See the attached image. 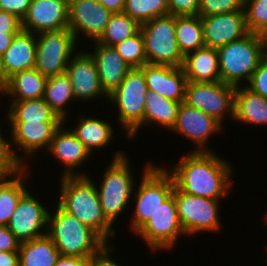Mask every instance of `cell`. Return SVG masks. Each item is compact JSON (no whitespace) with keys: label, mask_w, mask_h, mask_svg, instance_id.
<instances>
[{"label":"cell","mask_w":267,"mask_h":266,"mask_svg":"<svg viewBox=\"0 0 267 266\" xmlns=\"http://www.w3.org/2000/svg\"><path fill=\"white\" fill-rule=\"evenodd\" d=\"M212 152H192L183 155L171 170L175 187L194 196L221 200L229 193L233 168Z\"/></svg>","instance_id":"1"},{"label":"cell","mask_w":267,"mask_h":266,"mask_svg":"<svg viewBox=\"0 0 267 266\" xmlns=\"http://www.w3.org/2000/svg\"><path fill=\"white\" fill-rule=\"evenodd\" d=\"M57 204L84 225L93 229L107 244H111L116 231L104 215L95 182L88 176L60 178Z\"/></svg>","instance_id":"2"},{"label":"cell","mask_w":267,"mask_h":266,"mask_svg":"<svg viewBox=\"0 0 267 266\" xmlns=\"http://www.w3.org/2000/svg\"><path fill=\"white\" fill-rule=\"evenodd\" d=\"M55 205V210L48 212L47 235L60 255L91 259L107 245L93 229Z\"/></svg>","instance_id":"3"},{"label":"cell","mask_w":267,"mask_h":266,"mask_svg":"<svg viewBox=\"0 0 267 266\" xmlns=\"http://www.w3.org/2000/svg\"><path fill=\"white\" fill-rule=\"evenodd\" d=\"M124 152L123 150L114 152L112 161L103 172V181L98 184L100 186L96 184L101 208L112 224L129 206L131 198L134 197L133 192L136 191L131 163L127 153Z\"/></svg>","instance_id":"4"},{"label":"cell","mask_w":267,"mask_h":266,"mask_svg":"<svg viewBox=\"0 0 267 266\" xmlns=\"http://www.w3.org/2000/svg\"><path fill=\"white\" fill-rule=\"evenodd\" d=\"M217 52L221 82L241 86L243 80L248 83L264 58L261 34L249 32L243 38L217 48Z\"/></svg>","instance_id":"5"},{"label":"cell","mask_w":267,"mask_h":266,"mask_svg":"<svg viewBox=\"0 0 267 266\" xmlns=\"http://www.w3.org/2000/svg\"><path fill=\"white\" fill-rule=\"evenodd\" d=\"M148 88L143 66L131 68L122 83L108 95V102L118 109V122L126 137H137L144 126V111ZM116 105V106H115Z\"/></svg>","instance_id":"6"},{"label":"cell","mask_w":267,"mask_h":266,"mask_svg":"<svg viewBox=\"0 0 267 266\" xmlns=\"http://www.w3.org/2000/svg\"><path fill=\"white\" fill-rule=\"evenodd\" d=\"M136 196L135 209L132 212L130 229L135 234L173 194L175 183L167 168L147 163L141 176ZM137 193V194H136Z\"/></svg>","instance_id":"7"},{"label":"cell","mask_w":267,"mask_h":266,"mask_svg":"<svg viewBox=\"0 0 267 266\" xmlns=\"http://www.w3.org/2000/svg\"><path fill=\"white\" fill-rule=\"evenodd\" d=\"M144 39L147 64L182 67L181 53L175 33V16L153 18L140 26Z\"/></svg>","instance_id":"8"},{"label":"cell","mask_w":267,"mask_h":266,"mask_svg":"<svg viewBox=\"0 0 267 266\" xmlns=\"http://www.w3.org/2000/svg\"><path fill=\"white\" fill-rule=\"evenodd\" d=\"M69 28L36 34L35 69L45 77L63 74L79 43Z\"/></svg>","instance_id":"9"},{"label":"cell","mask_w":267,"mask_h":266,"mask_svg":"<svg viewBox=\"0 0 267 266\" xmlns=\"http://www.w3.org/2000/svg\"><path fill=\"white\" fill-rule=\"evenodd\" d=\"M235 88L221 81H187L184 103L210 115L223 125L224 116L228 115L234 120Z\"/></svg>","instance_id":"10"},{"label":"cell","mask_w":267,"mask_h":266,"mask_svg":"<svg viewBox=\"0 0 267 266\" xmlns=\"http://www.w3.org/2000/svg\"><path fill=\"white\" fill-rule=\"evenodd\" d=\"M173 195L177 205L178 218L186 236H193L205 231H219L221 229L220 202L186 194L174 188Z\"/></svg>","instance_id":"11"},{"label":"cell","mask_w":267,"mask_h":266,"mask_svg":"<svg viewBox=\"0 0 267 266\" xmlns=\"http://www.w3.org/2000/svg\"><path fill=\"white\" fill-rule=\"evenodd\" d=\"M135 234L140 236L153 252L172 249L179 237L186 235L178 218L173 194Z\"/></svg>","instance_id":"12"},{"label":"cell","mask_w":267,"mask_h":266,"mask_svg":"<svg viewBox=\"0 0 267 266\" xmlns=\"http://www.w3.org/2000/svg\"><path fill=\"white\" fill-rule=\"evenodd\" d=\"M62 123L63 122L9 121L11 134H8V137L10 138L11 146H15L12 150L15 157L24 167L28 165L27 158L28 160H30V157L33 158L35 153L37 154L40 149L47 151L54 133ZM19 149L23 152L24 157L23 155H18L17 151Z\"/></svg>","instance_id":"13"},{"label":"cell","mask_w":267,"mask_h":266,"mask_svg":"<svg viewBox=\"0 0 267 266\" xmlns=\"http://www.w3.org/2000/svg\"><path fill=\"white\" fill-rule=\"evenodd\" d=\"M113 13L97 0H69L68 28L77 41L79 35L97 41L106 29Z\"/></svg>","instance_id":"14"},{"label":"cell","mask_w":267,"mask_h":266,"mask_svg":"<svg viewBox=\"0 0 267 266\" xmlns=\"http://www.w3.org/2000/svg\"><path fill=\"white\" fill-rule=\"evenodd\" d=\"M32 194L28 190L21 197L7 225L20 243L47 234L49 210Z\"/></svg>","instance_id":"15"},{"label":"cell","mask_w":267,"mask_h":266,"mask_svg":"<svg viewBox=\"0 0 267 266\" xmlns=\"http://www.w3.org/2000/svg\"><path fill=\"white\" fill-rule=\"evenodd\" d=\"M221 129H223L222 125L210 115L181 102L171 131L195 143L196 146L192 152H212V149L206 146L208 139L213 134L221 132Z\"/></svg>","instance_id":"16"},{"label":"cell","mask_w":267,"mask_h":266,"mask_svg":"<svg viewBox=\"0 0 267 266\" xmlns=\"http://www.w3.org/2000/svg\"><path fill=\"white\" fill-rule=\"evenodd\" d=\"M65 73L72 83L75 100L90 102L102 96L108 99L101 86L95 61L88 51H77L70 59Z\"/></svg>","instance_id":"17"},{"label":"cell","mask_w":267,"mask_h":266,"mask_svg":"<svg viewBox=\"0 0 267 266\" xmlns=\"http://www.w3.org/2000/svg\"><path fill=\"white\" fill-rule=\"evenodd\" d=\"M69 0H31L22 30L38 34L68 28Z\"/></svg>","instance_id":"18"},{"label":"cell","mask_w":267,"mask_h":266,"mask_svg":"<svg viewBox=\"0 0 267 266\" xmlns=\"http://www.w3.org/2000/svg\"><path fill=\"white\" fill-rule=\"evenodd\" d=\"M200 17L207 47L217 49L249 33L244 10Z\"/></svg>","instance_id":"19"},{"label":"cell","mask_w":267,"mask_h":266,"mask_svg":"<svg viewBox=\"0 0 267 266\" xmlns=\"http://www.w3.org/2000/svg\"><path fill=\"white\" fill-rule=\"evenodd\" d=\"M64 127L65 123L63 122L54 133L47 151L63 165L64 169L61 177L88 176L87 173H80L75 170L90 159L89 157L92 155L72 130Z\"/></svg>","instance_id":"20"},{"label":"cell","mask_w":267,"mask_h":266,"mask_svg":"<svg viewBox=\"0 0 267 266\" xmlns=\"http://www.w3.org/2000/svg\"><path fill=\"white\" fill-rule=\"evenodd\" d=\"M143 73L148 90L184 102L187 78L182 67L144 64Z\"/></svg>","instance_id":"21"},{"label":"cell","mask_w":267,"mask_h":266,"mask_svg":"<svg viewBox=\"0 0 267 266\" xmlns=\"http://www.w3.org/2000/svg\"><path fill=\"white\" fill-rule=\"evenodd\" d=\"M36 34L20 30L0 57V80L5 82L17 72L35 67Z\"/></svg>","instance_id":"22"},{"label":"cell","mask_w":267,"mask_h":266,"mask_svg":"<svg viewBox=\"0 0 267 266\" xmlns=\"http://www.w3.org/2000/svg\"><path fill=\"white\" fill-rule=\"evenodd\" d=\"M93 45L94 51L89 53L95 61L101 86L109 95L122 83L132 67L122 59L114 46L97 41H93Z\"/></svg>","instance_id":"23"},{"label":"cell","mask_w":267,"mask_h":266,"mask_svg":"<svg viewBox=\"0 0 267 266\" xmlns=\"http://www.w3.org/2000/svg\"><path fill=\"white\" fill-rule=\"evenodd\" d=\"M182 68L189 82L221 81L216 48L204 46L187 53Z\"/></svg>","instance_id":"24"},{"label":"cell","mask_w":267,"mask_h":266,"mask_svg":"<svg viewBox=\"0 0 267 266\" xmlns=\"http://www.w3.org/2000/svg\"><path fill=\"white\" fill-rule=\"evenodd\" d=\"M47 77L35 68L17 72L4 82V96L12 101L43 98Z\"/></svg>","instance_id":"25"},{"label":"cell","mask_w":267,"mask_h":266,"mask_svg":"<svg viewBox=\"0 0 267 266\" xmlns=\"http://www.w3.org/2000/svg\"><path fill=\"white\" fill-rule=\"evenodd\" d=\"M234 121L267 126V98L247 87L235 88Z\"/></svg>","instance_id":"26"},{"label":"cell","mask_w":267,"mask_h":266,"mask_svg":"<svg viewBox=\"0 0 267 266\" xmlns=\"http://www.w3.org/2000/svg\"><path fill=\"white\" fill-rule=\"evenodd\" d=\"M80 118L75 125V128L71 129L76 137L84 144L85 148L94 154L96 148L104 149V147L109 146L108 143L114 138V127L111 122L104 121L101 119L86 117L84 115L79 116Z\"/></svg>","instance_id":"27"},{"label":"cell","mask_w":267,"mask_h":266,"mask_svg":"<svg viewBox=\"0 0 267 266\" xmlns=\"http://www.w3.org/2000/svg\"><path fill=\"white\" fill-rule=\"evenodd\" d=\"M19 266H54L60 253L46 234L20 243Z\"/></svg>","instance_id":"28"},{"label":"cell","mask_w":267,"mask_h":266,"mask_svg":"<svg viewBox=\"0 0 267 266\" xmlns=\"http://www.w3.org/2000/svg\"><path fill=\"white\" fill-rule=\"evenodd\" d=\"M181 102L167 99L154 91L148 90L145 111L144 126L157 124L159 127L171 130L176 122Z\"/></svg>","instance_id":"29"},{"label":"cell","mask_w":267,"mask_h":266,"mask_svg":"<svg viewBox=\"0 0 267 266\" xmlns=\"http://www.w3.org/2000/svg\"><path fill=\"white\" fill-rule=\"evenodd\" d=\"M27 167L19 173L5 177L0 182V225L7 226L13 215L19 200L28 191L25 177H27ZM26 172V173H25ZM24 179V180H23Z\"/></svg>","instance_id":"30"},{"label":"cell","mask_w":267,"mask_h":266,"mask_svg":"<svg viewBox=\"0 0 267 266\" xmlns=\"http://www.w3.org/2000/svg\"><path fill=\"white\" fill-rule=\"evenodd\" d=\"M43 99L66 124L69 112L68 108L66 109L67 103L76 101L69 76L63 73L48 77Z\"/></svg>","instance_id":"31"},{"label":"cell","mask_w":267,"mask_h":266,"mask_svg":"<svg viewBox=\"0 0 267 266\" xmlns=\"http://www.w3.org/2000/svg\"><path fill=\"white\" fill-rule=\"evenodd\" d=\"M7 112L8 121L63 122L43 98L12 101Z\"/></svg>","instance_id":"32"},{"label":"cell","mask_w":267,"mask_h":266,"mask_svg":"<svg viewBox=\"0 0 267 266\" xmlns=\"http://www.w3.org/2000/svg\"><path fill=\"white\" fill-rule=\"evenodd\" d=\"M175 33L181 53L195 51L205 46L201 17L175 16Z\"/></svg>","instance_id":"33"},{"label":"cell","mask_w":267,"mask_h":266,"mask_svg":"<svg viewBox=\"0 0 267 266\" xmlns=\"http://www.w3.org/2000/svg\"><path fill=\"white\" fill-rule=\"evenodd\" d=\"M140 26L136 20L124 12L113 13L105 31L97 42L107 46H114L135 35L140 30Z\"/></svg>","instance_id":"34"},{"label":"cell","mask_w":267,"mask_h":266,"mask_svg":"<svg viewBox=\"0 0 267 266\" xmlns=\"http://www.w3.org/2000/svg\"><path fill=\"white\" fill-rule=\"evenodd\" d=\"M123 12L140 25L160 16L169 14L167 0H125Z\"/></svg>","instance_id":"35"},{"label":"cell","mask_w":267,"mask_h":266,"mask_svg":"<svg viewBox=\"0 0 267 266\" xmlns=\"http://www.w3.org/2000/svg\"><path fill=\"white\" fill-rule=\"evenodd\" d=\"M114 48L132 68L147 64L144 39L140 30L135 35L114 45Z\"/></svg>","instance_id":"36"},{"label":"cell","mask_w":267,"mask_h":266,"mask_svg":"<svg viewBox=\"0 0 267 266\" xmlns=\"http://www.w3.org/2000/svg\"><path fill=\"white\" fill-rule=\"evenodd\" d=\"M244 12L249 32L262 34L267 30V0H244Z\"/></svg>","instance_id":"37"},{"label":"cell","mask_w":267,"mask_h":266,"mask_svg":"<svg viewBox=\"0 0 267 266\" xmlns=\"http://www.w3.org/2000/svg\"><path fill=\"white\" fill-rule=\"evenodd\" d=\"M1 126V125H0ZM0 128V174L8 177L19 173L24 165L15 157L10 139H6ZM4 136V137H3Z\"/></svg>","instance_id":"38"},{"label":"cell","mask_w":267,"mask_h":266,"mask_svg":"<svg viewBox=\"0 0 267 266\" xmlns=\"http://www.w3.org/2000/svg\"><path fill=\"white\" fill-rule=\"evenodd\" d=\"M244 10V0H200L199 16L230 13Z\"/></svg>","instance_id":"39"},{"label":"cell","mask_w":267,"mask_h":266,"mask_svg":"<svg viewBox=\"0 0 267 266\" xmlns=\"http://www.w3.org/2000/svg\"><path fill=\"white\" fill-rule=\"evenodd\" d=\"M246 87L251 91L267 98V59L263 58L254 71Z\"/></svg>","instance_id":"40"},{"label":"cell","mask_w":267,"mask_h":266,"mask_svg":"<svg viewBox=\"0 0 267 266\" xmlns=\"http://www.w3.org/2000/svg\"><path fill=\"white\" fill-rule=\"evenodd\" d=\"M169 14L173 16H195L199 12L200 0H167Z\"/></svg>","instance_id":"41"},{"label":"cell","mask_w":267,"mask_h":266,"mask_svg":"<svg viewBox=\"0 0 267 266\" xmlns=\"http://www.w3.org/2000/svg\"><path fill=\"white\" fill-rule=\"evenodd\" d=\"M31 0H0V10L14 14L21 21L26 16Z\"/></svg>","instance_id":"42"},{"label":"cell","mask_w":267,"mask_h":266,"mask_svg":"<svg viewBox=\"0 0 267 266\" xmlns=\"http://www.w3.org/2000/svg\"><path fill=\"white\" fill-rule=\"evenodd\" d=\"M20 247V241L16 236L9 230L7 226L0 225V250L7 251H18Z\"/></svg>","instance_id":"43"},{"label":"cell","mask_w":267,"mask_h":266,"mask_svg":"<svg viewBox=\"0 0 267 266\" xmlns=\"http://www.w3.org/2000/svg\"><path fill=\"white\" fill-rule=\"evenodd\" d=\"M113 247L114 246L107 244L98 254L91 258L89 266H122L119 265V263L117 264V261H115L111 256L114 251Z\"/></svg>","instance_id":"44"},{"label":"cell","mask_w":267,"mask_h":266,"mask_svg":"<svg viewBox=\"0 0 267 266\" xmlns=\"http://www.w3.org/2000/svg\"><path fill=\"white\" fill-rule=\"evenodd\" d=\"M21 29L20 19L12 13L0 10V33L19 32Z\"/></svg>","instance_id":"45"},{"label":"cell","mask_w":267,"mask_h":266,"mask_svg":"<svg viewBox=\"0 0 267 266\" xmlns=\"http://www.w3.org/2000/svg\"><path fill=\"white\" fill-rule=\"evenodd\" d=\"M90 260V258L60 255L54 266H89Z\"/></svg>","instance_id":"46"},{"label":"cell","mask_w":267,"mask_h":266,"mask_svg":"<svg viewBox=\"0 0 267 266\" xmlns=\"http://www.w3.org/2000/svg\"><path fill=\"white\" fill-rule=\"evenodd\" d=\"M0 266H19V251H1Z\"/></svg>","instance_id":"47"},{"label":"cell","mask_w":267,"mask_h":266,"mask_svg":"<svg viewBox=\"0 0 267 266\" xmlns=\"http://www.w3.org/2000/svg\"><path fill=\"white\" fill-rule=\"evenodd\" d=\"M106 9L112 13H122L125 5V0H97Z\"/></svg>","instance_id":"48"},{"label":"cell","mask_w":267,"mask_h":266,"mask_svg":"<svg viewBox=\"0 0 267 266\" xmlns=\"http://www.w3.org/2000/svg\"><path fill=\"white\" fill-rule=\"evenodd\" d=\"M17 33L18 32L0 33V57L6 52L8 47L12 44V41Z\"/></svg>","instance_id":"49"},{"label":"cell","mask_w":267,"mask_h":266,"mask_svg":"<svg viewBox=\"0 0 267 266\" xmlns=\"http://www.w3.org/2000/svg\"><path fill=\"white\" fill-rule=\"evenodd\" d=\"M262 37V42H263V53H264V58L267 59V30L264 31L261 34Z\"/></svg>","instance_id":"50"},{"label":"cell","mask_w":267,"mask_h":266,"mask_svg":"<svg viewBox=\"0 0 267 266\" xmlns=\"http://www.w3.org/2000/svg\"><path fill=\"white\" fill-rule=\"evenodd\" d=\"M4 82L0 80V94L4 95Z\"/></svg>","instance_id":"51"},{"label":"cell","mask_w":267,"mask_h":266,"mask_svg":"<svg viewBox=\"0 0 267 266\" xmlns=\"http://www.w3.org/2000/svg\"><path fill=\"white\" fill-rule=\"evenodd\" d=\"M6 176L0 174V182L5 178Z\"/></svg>","instance_id":"52"},{"label":"cell","mask_w":267,"mask_h":266,"mask_svg":"<svg viewBox=\"0 0 267 266\" xmlns=\"http://www.w3.org/2000/svg\"><path fill=\"white\" fill-rule=\"evenodd\" d=\"M264 220L267 222V212L264 214Z\"/></svg>","instance_id":"53"}]
</instances>
